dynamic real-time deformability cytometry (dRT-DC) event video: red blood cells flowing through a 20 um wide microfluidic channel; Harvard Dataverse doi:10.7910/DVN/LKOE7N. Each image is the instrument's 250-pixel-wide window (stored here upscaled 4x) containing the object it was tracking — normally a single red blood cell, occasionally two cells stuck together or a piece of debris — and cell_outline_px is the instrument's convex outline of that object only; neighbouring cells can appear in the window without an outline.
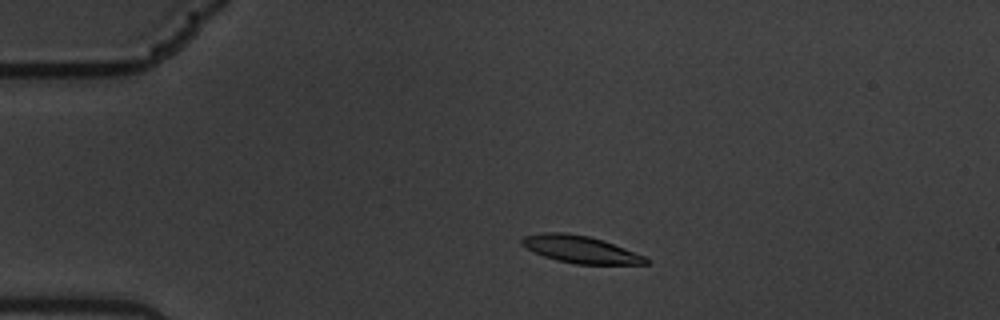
{"species": "common noctule bat (a hibernating species)", "species_latin": "Nyctalus noctula", "temperature_condition": "warm", "stored_images_in_passage": 57, "camera_frame_rate_fps": 3000, "um_per_image_px": 0.085, "animal": {"sex": "male", "body_mass_g": 19.5, "forearm_length_mm": 54.6}, "frame": {"image": 1, "passage_image": 10, "time_ms": 3.0, "image_size_px": [1000, 320], "cell_outline_px": [[652, 260], [648, 264], [576, 264], [556, 260], [544, 256], [520, 244], [520, 240], [524, 236], [544, 232], [564, 232], [588, 236], [624, 248], [644, 256]], "centroid_in_image_um": [49.33, 21.2], "position_along_channel_um": 35.7, "area_um2": 19.42}}
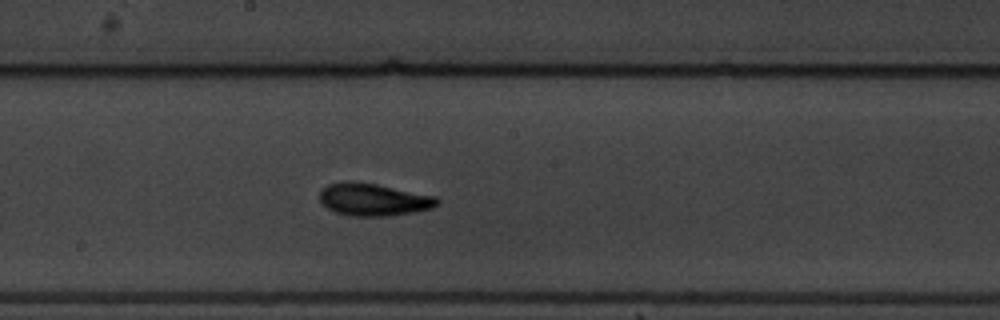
{"frame": {"image": 2, "passage_image": 30, "time_ms": 9.667, "image_size_px": [1000, 320], "cell_outline_px": [[440, 200], [432, 208], [416, 212], [388, 216], [352, 216], [336, 212], [328, 208], [320, 200], [320, 192], [328, 184], [344, 180], [352, 180], [376, 184], [436, 196]], "centroid_in_image_um": [31.75, 16.95], "position_along_channel_um": 216.4, "area_um2": 22.25}}
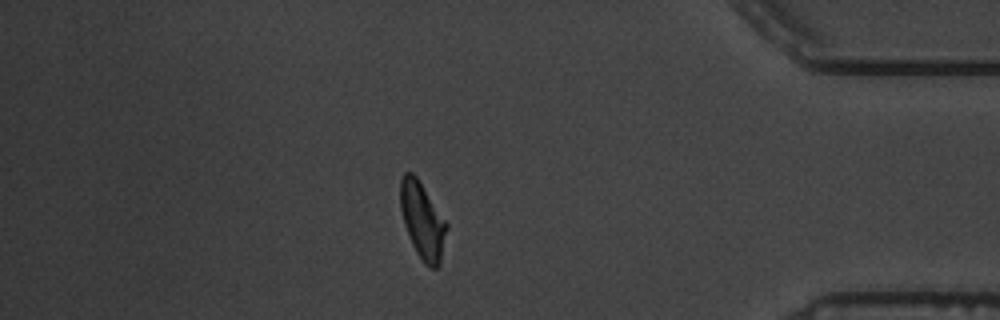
{"frame": {"image": 3, "passage_image": 49, "time_ms": 16.0, "image_size_px": [1000, 320], "cell_outline_px": [[448, 228], [440, 264], [436, 268], [428, 268], [424, 264], [416, 252], [412, 244], [404, 224], [400, 208], [400, 180], [404, 172], [412, 172], [416, 176], [448, 224]], "centroid_in_image_um": [35.91, 18.77], "position_along_channel_um": 399.3, "area_um2": 20.63}, "authors_computed_cell_mechanics": {"area_um2": 20.23, "velocity_mm_per_s": 3.3981, "shape_relaxation_time_tau1_ms": 3.2442, "shape_relaxation_time_tau2_ms": 4.3205, "deformation_change_tau1": 0.1508, "deformation_change_tau2": 0.117}}